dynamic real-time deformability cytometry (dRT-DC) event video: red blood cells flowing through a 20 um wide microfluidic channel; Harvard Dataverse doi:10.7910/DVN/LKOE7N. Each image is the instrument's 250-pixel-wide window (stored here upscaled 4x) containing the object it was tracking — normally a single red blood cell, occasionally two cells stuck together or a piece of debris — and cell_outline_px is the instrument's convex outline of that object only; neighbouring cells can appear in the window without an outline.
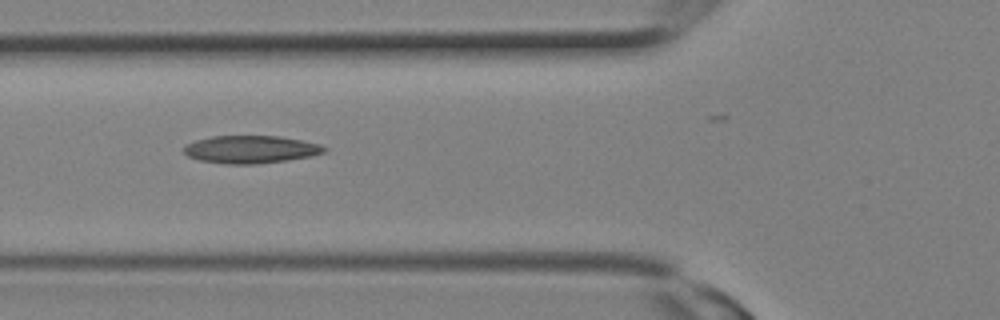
{"species": "Egyptian fruit bat (a non-hibernating species)", "species_latin": "Rousettus aegyptiacus", "temperature_condition": "room temperature", "stored_images_in_passage": 3, "camera_frame_rate_fps": 3000, "um_per_image_px": 0.085, "animal": {"sex": "female"}, "frame": {"image": 1, "passage_image": 3, "time_ms": 0.667, "image_size_px": [1000, 320], "cell_outline_px": [[328, 148], [324, 152], [308, 156], [288, 160], [256, 164], [224, 164], [200, 160], [188, 156], [184, 152], [184, 144], [196, 140], [212, 136], [280, 136], [320, 144]], "centroid_in_image_um": [21.28, 12.7], "position_along_channel_um": 104.5, "area_um2": 22.6}}